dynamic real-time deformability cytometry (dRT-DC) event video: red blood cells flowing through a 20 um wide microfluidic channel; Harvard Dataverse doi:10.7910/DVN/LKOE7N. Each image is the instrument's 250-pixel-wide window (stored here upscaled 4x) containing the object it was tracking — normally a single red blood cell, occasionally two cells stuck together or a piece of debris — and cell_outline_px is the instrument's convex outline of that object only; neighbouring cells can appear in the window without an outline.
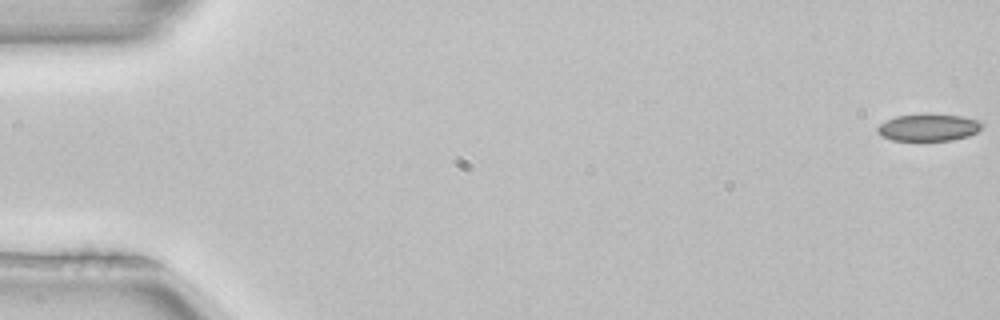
{"species": "common noctule bat (a hibernating species)", "species_latin": "Nyctalus noctula", "temperature_condition": "room temperature", "stored_images_in_passage": 52, "camera_frame_rate_fps": 3000, "um_per_image_px": 0.085, "animal": {"sex": "female", "body_mass_g": 22.7, "forearm_length_mm": 54.2}, "frame": {"image": 1, "passage_image": 1, "time_ms": 0.0, "image_size_px": [1000, 320], "cell_outline_px": [[984, 124], [976, 132], [968, 136], [952, 140], [892, 140], [880, 136], [876, 132], [876, 128], [884, 120], [896, 116], [960, 116], [980, 120]], "centroid_in_image_um": [78.88, 10.86], "position_along_channel_um": 6.1, "area_um2": 16.01}}
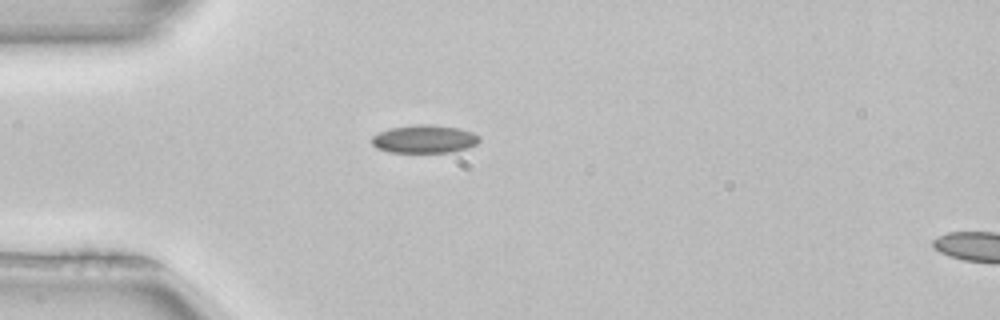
{"frame": {"image": 2, "passage_image": 15, "time_ms": 4.667, "image_size_px": [1000, 320], "cell_outline_px": [[480, 140], [476, 144], [468, 148], [452, 152], [388, 152], [376, 148], [372, 144], [372, 136], [380, 132], [392, 128], [416, 124], [432, 124], [460, 128], [472, 132], [480, 136]], "centroid_in_image_um": [36.1, 11.82], "position_along_channel_um": 48.9, "area_um2": 17.69}}
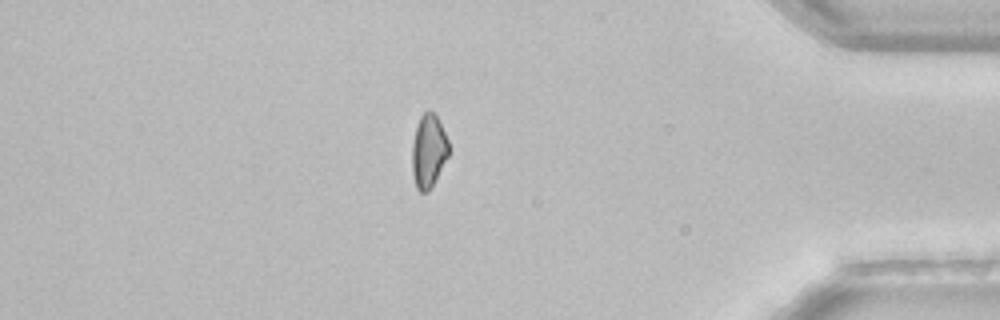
{"frame": {"image": 3, "passage_image": 45, "time_ms": 14.667, "image_size_px": [1000, 320], "cell_outline_px": [[452, 148], [432, 188], [428, 192], [420, 192], [416, 188], [412, 172], [412, 144], [416, 124], [420, 116], [428, 108], [436, 116]], "centroid_in_image_um": [36.43, 12.85], "position_along_channel_um": 398.8, "area_um2": 16.01}}